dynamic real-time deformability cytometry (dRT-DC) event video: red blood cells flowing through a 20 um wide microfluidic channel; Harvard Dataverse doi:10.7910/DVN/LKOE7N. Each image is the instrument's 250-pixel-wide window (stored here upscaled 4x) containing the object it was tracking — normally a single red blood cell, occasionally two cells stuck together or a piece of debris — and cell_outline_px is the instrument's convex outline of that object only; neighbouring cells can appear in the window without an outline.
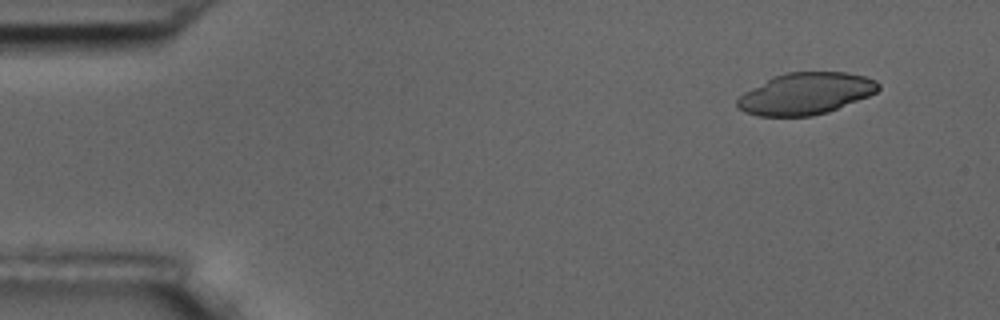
{"species": "common noctule bat (a hibernating species)", "species_latin": "Nyctalus noctula", "temperature_condition": "room temperature", "stored_images_in_passage": 55, "camera_frame_rate_fps": 3000, "um_per_image_px": 0.085, "animal": {"sex": "male", "body_mass_g": 17.5, "forearm_length_mm": 52.3}, "frame": {"image": 1, "passage_image": 5, "time_ms": 1.333, "image_size_px": [1000, 320], "cell_outline_px": [[880, 88], [876, 92], [868, 96], [828, 112], [812, 116], [756, 116], [744, 112], [736, 108], [736, 100], [744, 92], [772, 76], [788, 72], [844, 72], [864, 76], [876, 80], [880, 84]], "centroid_in_image_um": [68.45, 7.96], "position_along_channel_um": 16.6, "area_um2": 34.39}}